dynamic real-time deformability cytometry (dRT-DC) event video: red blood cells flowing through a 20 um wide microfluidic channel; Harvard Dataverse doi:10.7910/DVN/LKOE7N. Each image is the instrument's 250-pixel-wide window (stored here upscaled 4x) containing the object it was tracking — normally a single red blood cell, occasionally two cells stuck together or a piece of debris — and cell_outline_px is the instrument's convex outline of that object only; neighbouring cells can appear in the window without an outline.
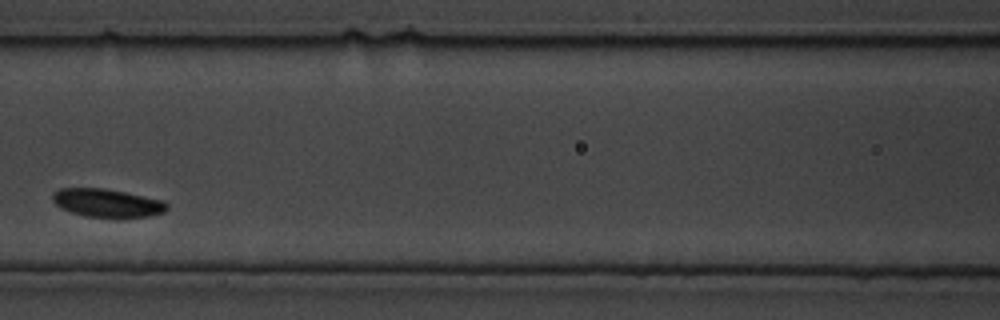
{"species": "common noctule bat (a hibernating species)", "species_latin": "Nyctalus noctula", "temperature_condition": "cold", "stored_images_in_passage": 17, "camera_frame_rate_fps": 3000, "um_per_image_px": 0.085, "animal": {"sex": "male", "body_mass_g": 19.5, "forearm_length_mm": 54.6}, "frame": {"image": 1, "passage_image": 6, "time_ms": 1.667, "image_size_px": [1000, 320], "cell_outline_px": [[168, 208], [164, 212], [148, 216], [84, 216], [60, 208], [52, 200], [52, 192], [60, 188], [104, 188], [124, 192], [160, 200], [168, 204]], "centroid_in_image_um": [9.04, 17.23], "position_along_channel_um": 157.6, "area_um2": 18.38}}
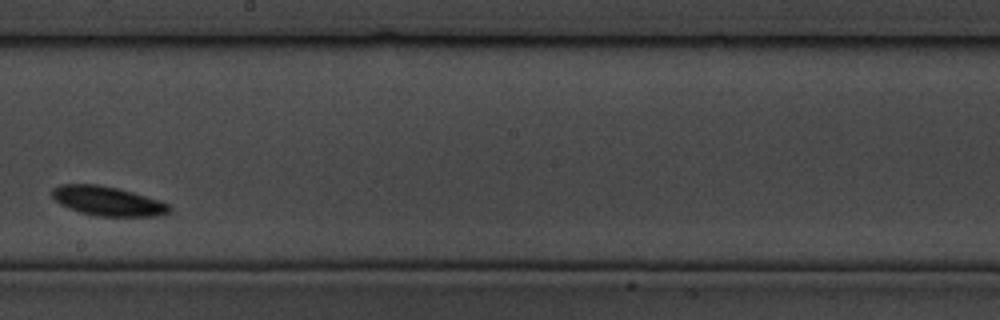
{"frame": {"image": 2, "passage_image": 10, "time_ms": 3.0, "image_size_px": [1000, 320], "cell_outline_px": [[172, 212], [160, 216], [96, 216], [80, 212], [68, 208], [60, 204], [52, 196], [52, 188], [60, 184], [96, 184], [116, 188], [132, 192], [160, 200], [172, 204]], "centroid_in_image_um": [9.2, 17.1], "position_along_channel_um": 239.0, "area_um2": 20.23}}
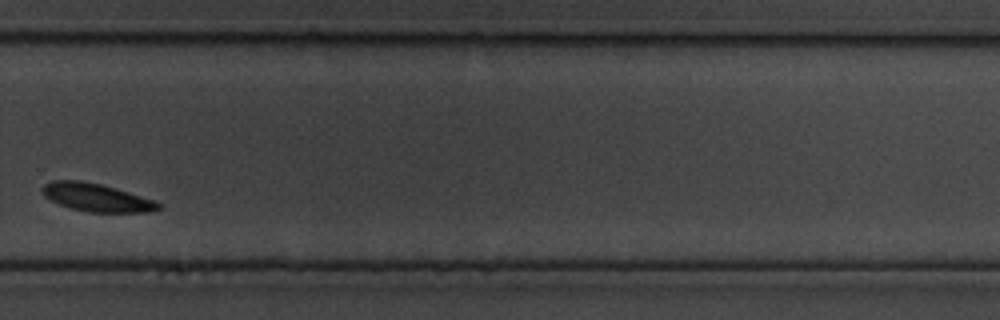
{"frame": {"image": 3, "passage_image": 13, "time_ms": 4.0, "image_size_px": [1000, 320], "cell_outline_px": [[160, 208], [152, 212], [88, 212], [72, 208], [60, 204], [44, 196], [44, 184], [52, 180], [80, 180], [100, 184], [116, 188], [152, 200], [160, 204]], "centroid_in_image_um": [8.2, 16.78], "position_along_channel_um": 321.6, "area_um2": 18.55}}